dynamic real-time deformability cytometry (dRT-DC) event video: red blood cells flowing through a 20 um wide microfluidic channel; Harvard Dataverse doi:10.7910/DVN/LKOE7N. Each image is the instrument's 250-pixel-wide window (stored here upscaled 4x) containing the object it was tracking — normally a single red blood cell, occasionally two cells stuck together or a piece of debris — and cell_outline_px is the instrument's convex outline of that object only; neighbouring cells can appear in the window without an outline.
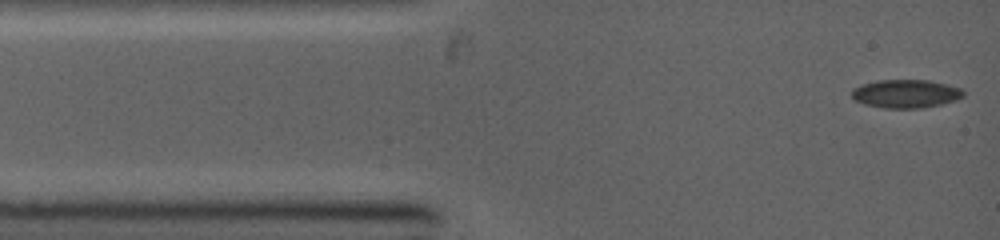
{"species": "common noctule bat (a hibernating species)", "species_latin": "Nyctalus noctula", "temperature_condition": "warm", "stored_images_in_passage": 25, "camera_frame_rate_fps": 5000, "um_per_image_px": 0.085, "animal": {"sex": "female", "body_mass_g": 19.0, "forearm_length_mm": 53.3}, "frame": {"image": 1, "passage_image": 1, "time_ms": 0.0, "image_size_px": [1000, 240], "cell_outline_px": [[964, 96], [940, 104], [920, 108], [884, 108], [864, 104], [856, 100], [852, 96], [852, 88], [860, 84], [876, 80], [928, 80], [948, 84], [960, 88], [964, 92]], "centroid_in_image_um": [76.95, 7.95], "position_along_channel_um": 8.0, "area_um2": 18.38}}
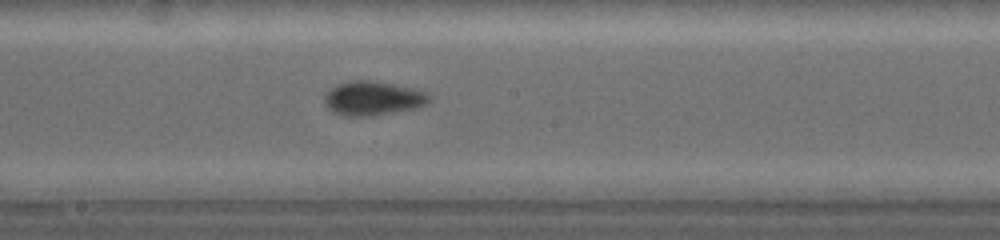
{"frame": {"image": 2, "passage_image": 14, "time_ms": 5.8, "image_size_px": [1000, 240], "cell_outline_px": [[432, 96], [424, 104], [416, 108], [372, 116], [344, 116], [328, 108], [324, 100], [324, 96], [336, 84], [352, 80], [372, 80], [412, 88], [428, 92]], "centroid_in_image_um": [31.7, 8.35], "position_along_channel_um": 216.5, "area_um2": 20.69}}
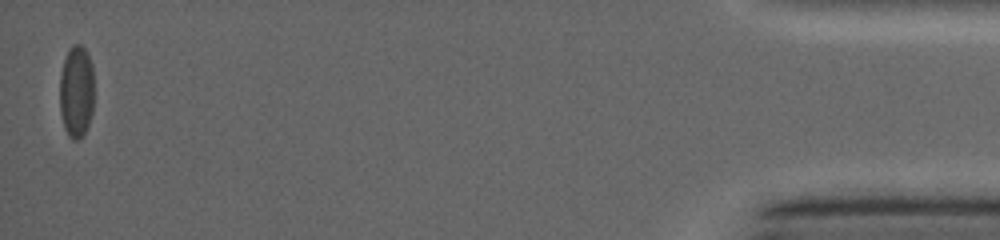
{"frame": {"image": 3, "passage_image": 25, "time_ms": 13.2, "image_size_px": [1000, 240], "cell_outline_px": [[92, 112], [84, 136], [76, 140], [72, 140], [68, 136], [64, 128], [60, 112], [60, 76], [64, 60], [68, 48], [72, 44], [80, 44], [88, 52], [92, 64]], "centroid_in_image_um": [6.48, 7.78], "position_along_channel_um": 428.7, "area_um2": 18.61}}